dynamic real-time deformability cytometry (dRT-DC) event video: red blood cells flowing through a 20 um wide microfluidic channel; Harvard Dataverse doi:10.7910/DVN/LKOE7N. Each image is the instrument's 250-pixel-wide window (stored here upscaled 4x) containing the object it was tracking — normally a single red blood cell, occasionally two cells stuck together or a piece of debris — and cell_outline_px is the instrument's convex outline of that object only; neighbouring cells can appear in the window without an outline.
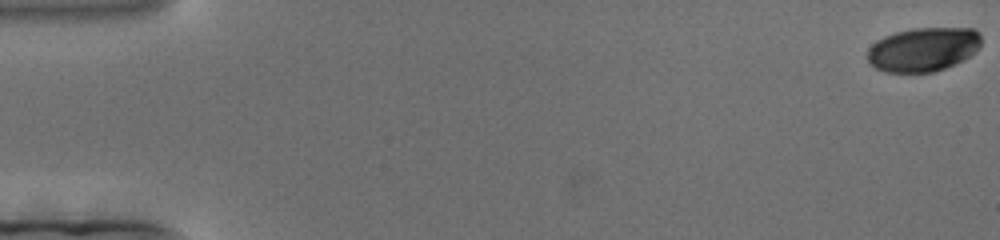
{"species": "human", "species_latin": "Homo sapiens", "temperature_condition": "cold", "stored_images_in_passage": 199, "camera_frame_rate_fps": 3000, "um_per_image_px": 0.085, "donor": {"sex": "female"}, "frame": {"image": 1, "passage_image": 1, "time_ms": 0.0, "image_size_px": [1000, 240], "cell_outline_px": [[980, 48], [976, 52], [964, 60], [936, 72], [884, 72], [868, 64], [868, 48], [876, 40], [884, 36], [896, 32], [916, 28], [972, 28], [980, 32]], "centroid_in_image_um": [78.48, 4.2], "position_along_channel_um": 6.5, "area_um2": 29.48}}
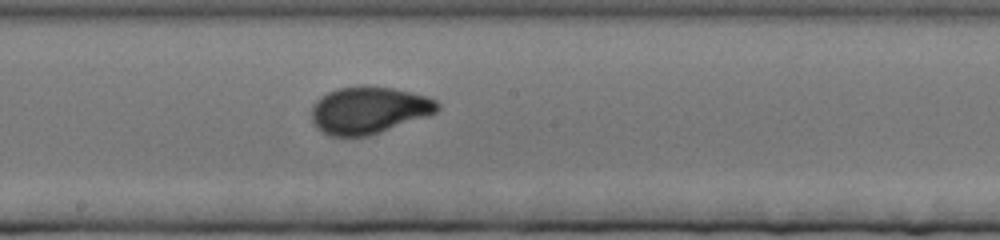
{"frame": {"image": 2, "passage_image": 110, "time_ms": 36.333, "image_size_px": [1000, 240], "cell_outline_px": [[440, 108], [436, 112], [428, 116], [368, 136], [328, 136], [316, 128], [312, 120], [312, 108], [316, 100], [328, 92], [336, 88], [364, 84], [392, 88], [412, 92], [428, 96], [436, 100], [440, 104]], "centroid_in_image_um": [31.35, 9.35], "position_along_channel_um": 216.9, "area_um2": 34.91}}
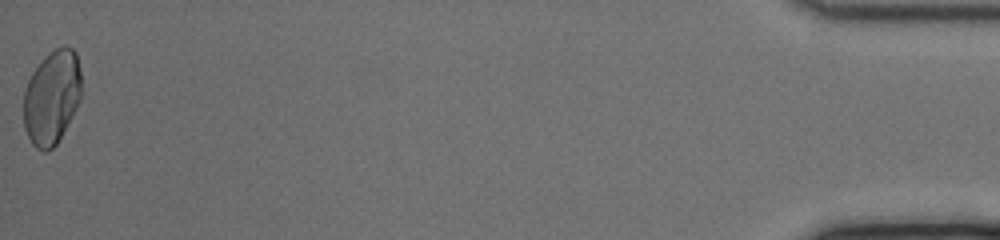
{"frame": {"image": 3, "passage_image": 199, "time_ms": 66.0, "image_size_px": [1000, 240], "cell_outline_px": [[80, 100], [76, 108], [56, 144], [48, 152], [44, 152], [36, 148], [32, 144], [24, 128], [24, 88], [32, 72], [44, 56], [48, 52], [64, 44], [72, 48], [76, 52], [80, 68]], "centroid_in_image_um": [4.39, 8.24], "position_along_channel_um": 430.8, "area_um2": 31.79}}